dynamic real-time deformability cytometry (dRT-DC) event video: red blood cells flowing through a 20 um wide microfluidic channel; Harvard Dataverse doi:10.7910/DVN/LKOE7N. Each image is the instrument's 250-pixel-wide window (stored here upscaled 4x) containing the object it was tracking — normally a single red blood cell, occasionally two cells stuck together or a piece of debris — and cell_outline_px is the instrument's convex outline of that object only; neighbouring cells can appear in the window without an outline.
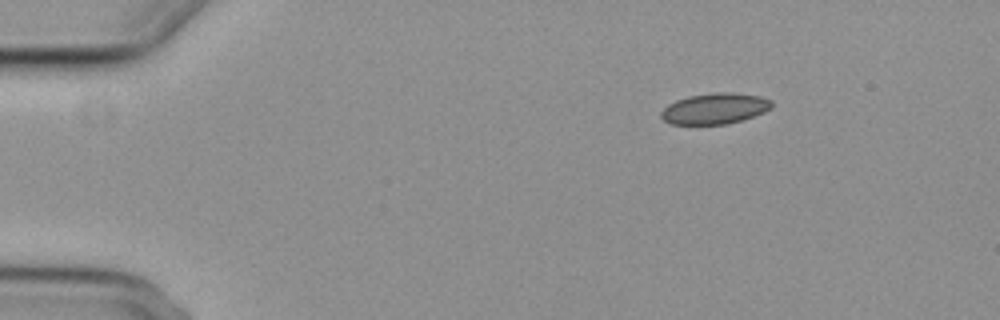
{"species": "common noctule bat (a hibernating species)", "species_latin": "Nyctalus noctula", "temperature_condition": "cold", "stored_images_in_passage": 4, "camera_frame_rate_fps": 3000, "um_per_image_px": 0.085, "animal": {"sex": "female", "body_mass_g": 29.2, "forearm_length_mm": 56.3}, "frame": {"image": 1, "passage_image": 1, "time_ms": 0.0, "image_size_px": [1000, 320], "cell_outline_px": [[772, 108], [764, 112], [744, 120], [724, 124], [672, 124], [664, 120], [660, 116], [660, 112], [668, 104], [676, 100], [688, 96], [716, 92], [728, 92], [760, 96], [772, 100]], "centroid_in_image_um": [60.77, 9.23], "position_along_channel_um": 24.2, "area_um2": 19.94}}